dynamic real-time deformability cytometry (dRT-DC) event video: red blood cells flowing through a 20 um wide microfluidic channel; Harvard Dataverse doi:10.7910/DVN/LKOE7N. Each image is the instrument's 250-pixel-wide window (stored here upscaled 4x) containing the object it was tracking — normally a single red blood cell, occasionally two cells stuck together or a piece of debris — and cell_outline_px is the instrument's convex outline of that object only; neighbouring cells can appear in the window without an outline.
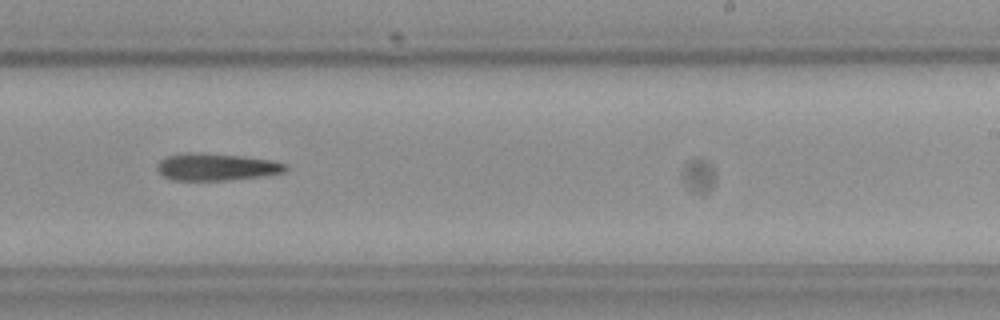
{"species": "Egyptian fruit bat (a non-hibernating species)", "species_latin": "Rousettus aegyptiacus", "temperature_condition": "cold", "stored_images_in_passage": 16, "camera_frame_rate_fps": 3000, "um_per_image_px": 0.085, "frame": {"image": 1, "passage_image": 10, "time_ms": 11.333, "image_size_px": [1000, 320], "cell_outline_px": [[288, 168], [284, 172], [264, 176], [224, 180], [172, 180], [164, 176], [156, 168], [156, 164], [160, 160], [168, 156], [184, 152], [200, 152], [244, 156], [272, 160], [284, 164]], "centroid_in_image_um": [18.37, 14.18], "position_along_channel_um": 270.6, "area_um2": 20.4}}
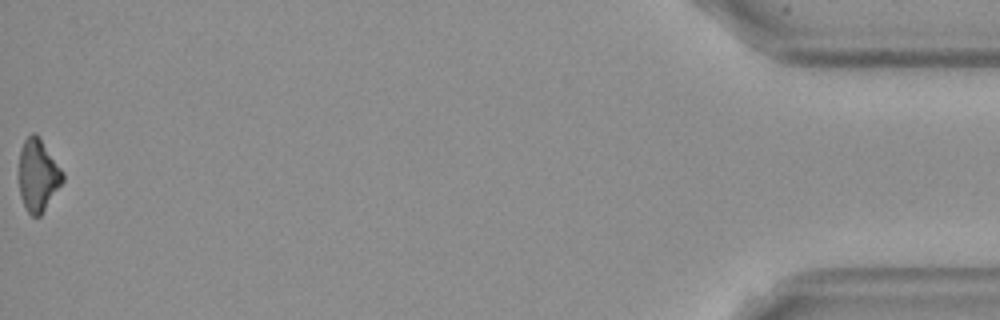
{"frame": {"image": 2, "passage_image": 16, "time_ms": 18.333, "image_size_px": [1000, 320], "cell_outline_px": [[64, 180], [40, 216], [32, 216], [28, 212], [20, 196], [20, 148], [24, 140], [32, 132], [36, 132], [64, 172]], "centroid_in_image_um": [3.24, 14.87], "position_along_channel_um": 432.0, "area_um2": 18.21}}